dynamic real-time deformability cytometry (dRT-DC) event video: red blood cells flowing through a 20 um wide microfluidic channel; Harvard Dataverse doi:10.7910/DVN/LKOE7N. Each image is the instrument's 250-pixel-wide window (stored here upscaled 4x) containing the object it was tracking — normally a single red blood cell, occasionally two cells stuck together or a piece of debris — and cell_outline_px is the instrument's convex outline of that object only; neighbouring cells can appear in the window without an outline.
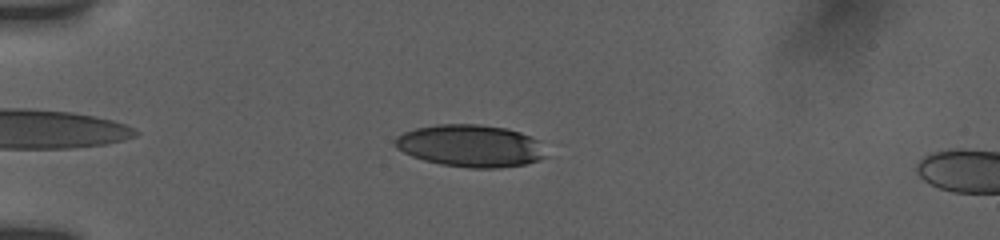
{"species": "human", "species_latin": "Homo sapiens", "temperature_condition": "room temperature", "stored_images_in_passage": 46, "camera_frame_rate_fps": 3000, "um_per_image_px": 0.085, "donor": {"sex": "female"}, "frame": {"image": 1, "passage_image": 7, "time_ms": 2.0, "image_size_px": [1000, 240], "cell_outline_px": [[548, 156], [524, 164], [496, 168], [468, 168], [440, 164], [424, 160], [412, 156], [396, 148], [396, 136], [404, 132], [416, 128], [436, 124], [480, 124], [508, 128], [532, 136], [540, 140]], "centroid_in_image_um": [40.03, 12.39], "position_along_channel_um": 45.0, "area_um2": 37.34}}
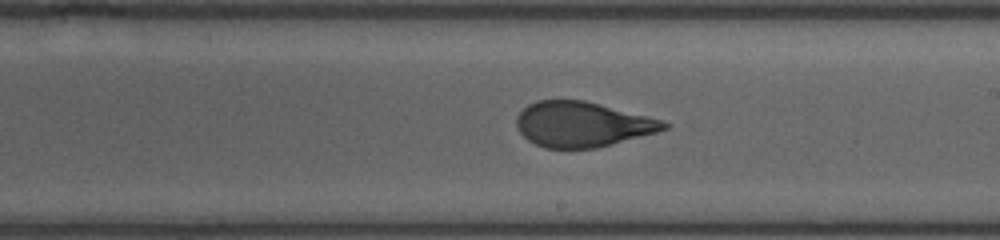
{"frame": {"image": 2, "passage_image": 25, "time_ms": 8.0, "image_size_px": [1000, 240], "cell_outline_px": [[672, 124], [668, 128], [656, 132], [612, 144], [596, 148], [544, 148], [528, 140], [520, 132], [516, 124], [516, 116], [528, 104], [536, 100], [584, 100], [664, 120]], "centroid_in_image_um": [49.5, 10.56], "position_along_channel_um": 239.5, "area_um2": 38.73}}
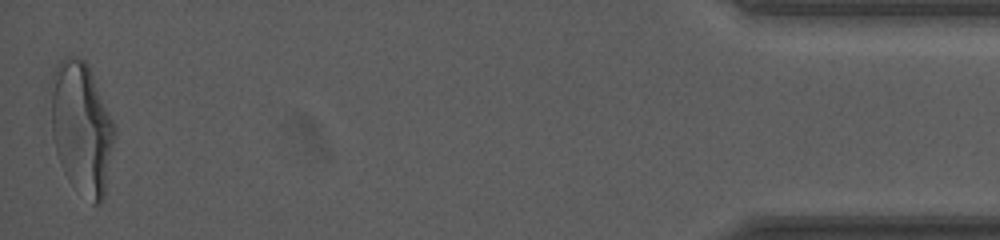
{"frame": {"image": 3, "passage_image": 46, "time_ms": 15.0, "image_size_px": [1000, 240], "cell_outline_px": [[116, 132], [104, 200], [100, 204], [92, 204], [68, 180], [60, 164], [56, 152], [52, 136], [52, 72], [56, 64], [64, 56], [76, 56], [84, 60], [88, 64], [116, 124]], "centroid_in_image_um": [6.97, 10.87], "position_along_channel_um": 428.2, "area_um2": 49.53}, "authors_computed_cell_mechanics": {"area_um2": 39.6508, "velocity_mm_per_s": 3.8414, "shape_relaxation_time_tau1_ms": 5.2249, "shape_relaxation_time_tau2_ms": 0.836, "deformation_change_tau1": 0.2122, "deformation_change_tau2": 0.0746}}